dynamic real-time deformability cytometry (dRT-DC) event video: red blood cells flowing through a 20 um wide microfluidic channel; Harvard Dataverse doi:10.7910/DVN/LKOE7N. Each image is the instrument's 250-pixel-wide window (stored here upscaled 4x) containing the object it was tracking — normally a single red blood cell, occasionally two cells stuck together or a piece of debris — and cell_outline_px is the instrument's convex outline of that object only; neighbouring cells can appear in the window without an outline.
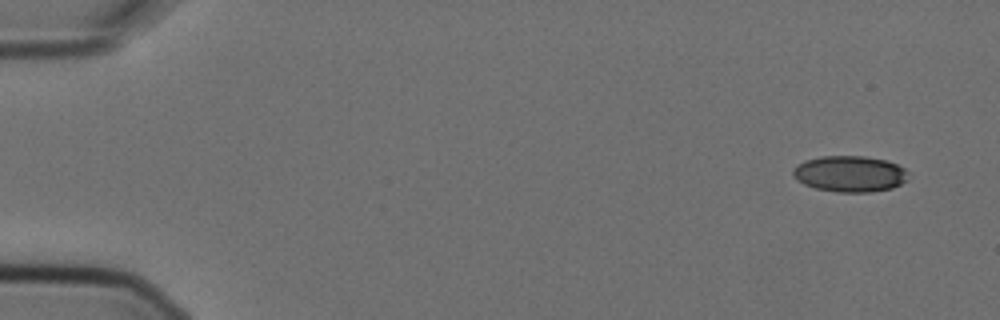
{"species": "Egyptian fruit bat (a non-hibernating species)", "species_latin": "Rousettus aegyptiacus", "temperature_condition": "cold", "stored_images_in_passage": 5, "camera_frame_rate_fps": 3000, "um_per_image_px": 0.085, "animal": {"sex": "female"}, "frame": {"image": 1, "passage_image": 1, "time_ms": 0.0, "image_size_px": [1000, 320], "cell_outline_px": [[908, 180], [892, 188], [872, 192], [836, 192], [816, 188], [804, 184], [796, 180], [792, 172], [792, 168], [804, 160], [820, 156], [864, 156], [888, 160], [904, 168], [908, 172]], "centroid_in_image_um": [72.24, 14.77], "position_along_channel_um": 12.8, "area_um2": 24.51}}
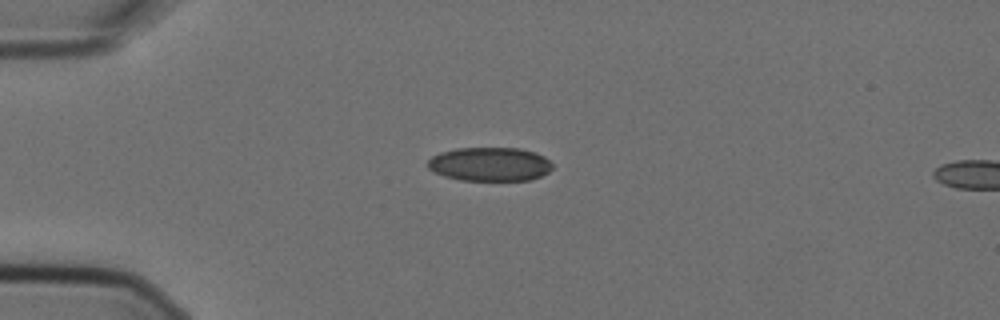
{"frame": {"image": 2, "passage_image": 4, "time_ms": 1.0, "image_size_px": [1000, 320], "cell_outline_px": [[552, 168], [548, 172], [540, 176], [528, 180], [460, 180], [444, 176], [432, 172], [428, 168], [428, 160], [432, 156], [440, 152], [456, 148], [520, 148], [536, 152], [544, 156], [552, 164]], "centroid_in_image_um": [41.61, 13.95], "position_along_channel_um": 43.4, "area_um2": 24.68}}